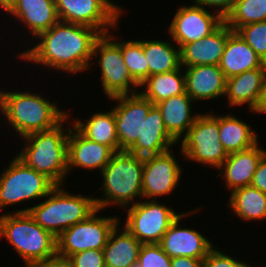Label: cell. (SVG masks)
I'll return each instance as SVG.
<instances>
[{
    "label": "cell",
    "instance_id": "obj_1",
    "mask_svg": "<svg viewBox=\"0 0 266 267\" xmlns=\"http://www.w3.org/2000/svg\"><path fill=\"white\" fill-rule=\"evenodd\" d=\"M102 34L91 27L58 21L40 33L35 45L19 52V59L48 70L77 74L89 70L96 40Z\"/></svg>",
    "mask_w": 266,
    "mask_h": 267
},
{
    "label": "cell",
    "instance_id": "obj_2",
    "mask_svg": "<svg viewBox=\"0 0 266 267\" xmlns=\"http://www.w3.org/2000/svg\"><path fill=\"white\" fill-rule=\"evenodd\" d=\"M43 94L31 91L0 90V111L19 138L33 132L47 131L59 125L68 113L59 109L57 101L50 102Z\"/></svg>",
    "mask_w": 266,
    "mask_h": 267
},
{
    "label": "cell",
    "instance_id": "obj_3",
    "mask_svg": "<svg viewBox=\"0 0 266 267\" xmlns=\"http://www.w3.org/2000/svg\"><path fill=\"white\" fill-rule=\"evenodd\" d=\"M71 114L55 128L33 132L22 138L24 145L16 157L27 167L44 174L55 185H64L68 177V136L70 128L64 126ZM64 125V126H63ZM64 127V128H63ZM23 139V140H22Z\"/></svg>",
    "mask_w": 266,
    "mask_h": 267
},
{
    "label": "cell",
    "instance_id": "obj_4",
    "mask_svg": "<svg viewBox=\"0 0 266 267\" xmlns=\"http://www.w3.org/2000/svg\"><path fill=\"white\" fill-rule=\"evenodd\" d=\"M102 176L101 198H95L101 211L112 205L125 209L142 200L143 157L127 151L115 152L100 173ZM135 201V202H134Z\"/></svg>",
    "mask_w": 266,
    "mask_h": 267
},
{
    "label": "cell",
    "instance_id": "obj_5",
    "mask_svg": "<svg viewBox=\"0 0 266 267\" xmlns=\"http://www.w3.org/2000/svg\"><path fill=\"white\" fill-rule=\"evenodd\" d=\"M56 185L39 204L13 212H28L43 229L56 238L69 227L86 220L97 210L95 198L72 194Z\"/></svg>",
    "mask_w": 266,
    "mask_h": 267
},
{
    "label": "cell",
    "instance_id": "obj_6",
    "mask_svg": "<svg viewBox=\"0 0 266 267\" xmlns=\"http://www.w3.org/2000/svg\"><path fill=\"white\" fill-rule=\"evenodd\" d=\"M1 238H6L26 267H33L57 254L56 237L36 223L28 212L2 213Z\"/></svg>",
    "mask_w": 266,
    "mask_h": 267
},
{
    "label": "cell",
    "instance_id": "obj_7",
    "mask_svg": "<svg viewBox=\"0 0 266 267\" xmlns=\"http://www.w3.org/2000/svg\"><path fill=\"white\" fill-rule=\"evenodd\" d=\"M111 33L109 31L102 34L96 40L92 54L95 59L99 57L97 65H100V78L105 96L112 98L138 93L140 85L132 78L123 60L121 39Z\"/></svg>",
    "mask_w": 266,
    "mask_h": 267
},
{
    "label": "cell",
    "instance_id": "obj_8",
    "mask_svg": "<svg viewBox=\"0 0 266 267\" xmlns=\"http://www.w3.org/2000/svg\"><path fill=\"white\" fill-rule=\"evenodd\" d=\"M7 167V168H6ZM0 173V210L25 201L42 199L56 186L44 174L27 167L16 156Z\"/></svg>",
    "mask_w": 266,
    "mask_h": 267
},
{
    "label": "cell",
    "instance_id": "obj_9",
    "mask_svg": "<svg viewBox=\"0 0 266 267\" xmlns=\"http://www.w3.org/2000/svg\"><path fill=\"white\" fill-rule=\"evenodd\" d=\"M180 154L184 159L212 166L218 169L228 157L220 142L218 130V115L202 112L196 118L193 126L180 140Z\"/></svg>",
    "mask_w": 266,
    "mask_h": 267
},
{
    "label": "cell",
    "instance_id": "obj_10",
    "mask_svg": "<svg viewBox=\"0 0 266 267\" xmlns=\"http://www.w3.org/2000/svg\"><path fill=\"white\" fill-rule=\"evenodd\" d=\"M97 209L86 220L65 229L57 238V255L69 258L85 250H103L114 227L121 223L119 216L102 217ZM119 217V218H118Z\"/></svg>",
    "mask_w": 266,
    "mask_h": 267
},
{
    "label": "cell",
    "instance_id": "obj_11",
    "mask_svg": "<svg viewBox=\"0 0 266 267\" xmlns=\"http://www.w3.org/2000/svg\"><path fill=\"white\" fill-rule=\"evenodd\" d=\"M122 225L142 244L160 243L164 233L180 215L157 200L138 201L125 208Z\"/></svg>",
    "mask_w": 266,
    "mask_h": 267
},
{
    "label": "cell",
    "instance_id": "obj_12",
    "mask_svg": "<svg viewBox=\"0 0 266 267\" xmlns=\"http://www.w3.org/2000/svg\"><path fill=\"white\" fill-rule=\"evenodd\" d=\"M59 21L88 26L107 34L119 26L122 7L110 0H55Z\"/></svg>",
    "mask_w": 266,
    "mask_h": 267
},
{
    "label": "cell",
    "instance_id": "obj_13",
    "mask_svg": "<svg viewBox=\"0 0 266 267\" xmlns=\"http://www.w3.org/2000/svg\"><path fill=\"white\" fill-rule=\"evenodd\" d=\"M192 4L181 6L176 11L167 31L174 43L181 49L185 44L201 40L215 31L224 20L213 11Z\"/></svg>",
    "mask_w": 266,
    "mask_h": 267
},
{
    "label": "cell",
    "instance_id": "obj_14",
    "mask_svg": "<svg viewBox=\"0 0 266 267\" xmlns=\"http://www.w3.org/2000/svg\"><path fill=\"white\" fill-rule=\"evenodd\" d=\"M182 169L172 150L143 157L142 199L155 200L175 192Z\"/></svg>",
    "mask_w": 266,
    "mask_h": 267
},
{
    "label": "cell",
    "instance_id": "obj_15",
    "mask_svg": "<svg viewBox=\"0 0 266 267\" xmlns=\"http://www.w3.org/2000/svg\"><path fill=\"white\" fill-rule=\"evenodd\" d=\"M117 101L113 107L119 151H127L142 135L143 119L154 105L140 92L109 98Z\"/></svg>",
    "mask_w": 266,
    "mask_h": 267
},
{
    "label": "cell",
    "instance_id": "obj_16",
    "mask_svg": "<svg viewBox=\"0 0 266 267\" xmlns=\"http://www.w3.org/2000/svg\"><path fill=\"white\" fill-rule=\"evenodd\" d=\"M185 211L173 221L168 230L164 233L160 245L163 251L170 257H192L195 259H204L208 253L214 248L211 240L205 237L201 232L183 228L181 225L182 219L187 215L196 213L199 209Z\"/></svg>",
    "mask_w": 266,
    "mask_h": 267
},
{
    "label": "cell",
    "instance_id": "obj_17",
    "mask_svg": "<svg viewBox=\"0 0 266 267\" xmlns=\"http://www.w3.org/2000/svg\"><path fill=\"white\" fill-rule=\"evenodd\" d=\"M115 152L104 144L84 137L73 125L68 136V174L74 170L87 169L100 172Z\"/></svg>",
    "mask_w": 266,
    "mask_h": 267
},
{
    "label": "cell",
    "instance_id": "obj_18",
    "mask_svg": "<svg viewBox=\"0 0 266 267\" xmlns=\"http://www.w3.org/2000/svg\"><path fill=\"white\" fill-rule=\"evenodd\" d=\"M266 149L259 147V142L242 151L228 154L226 160L217 169L220 170L218 177H222L227 190H233L251 186L254 173ZM221 175V176H220Z\"/></svg>",
    "mask_w": 266,
    "mask_h": 267
},
{
    "label": "cell",
    "instance_id": "obj_19",
    "mask_svg": "<svg viewBox=\"0 0 266 267\" xmlns=\"http://www.w3.org/2000/svg\"><path fill=\"white\" fill-rule=\"evenodd\" d=\"M233 30L223 22L209 36L188 44L180 49L181 66L219 65L228 36Z\"/></svg>",
    "mask_w": 266,
    "mask_h": 267
},
{
    "label": "cell",
    "instance_id": "obj_20",
    "mask_svg": "<svg viewBox=\"0 0 266 267\" xmlns=\"http://www.w3.org/2000/svg\"><path fill=\"white\" fill-rule=\"evenodd\" d=\"M183 70L186 93L195 102L225 96L226 77L219 65H196Z\"/></svg>",
    "mask_w": 266,
    "mask_h": 267
},
{
    "label": "cell",
    "instance_id": "obj_21",
    "mask_svg": "<svg viewBox=\"0 0 266 267\" xmlns=\"http://www.w3.org/2000/svg\"><path fill=\"white\" fill-rule=\"evenodd\" d=\"M178 143L169 135L161 112L156 105L150 108L147 117L143 119L142 135L127 150L137 156H149L164 153Z\"/></svg>",
    "mask_w": 266,
    "mask_h": 267
},
{
    "label": "cell",
    "instance_id": "obj_22",
    "mask_svg": "<svg viewBox=\"0 0 266 267\" xmlns=\"http://www.w3.org/2000/svg\"><path fill=\"white\" fill-rule=\"evenodd\" d=\"M6 13L23 23L35 38L59 21L55 0H16Z\"/></svg>",
    "mask_w": 266,
    "mask_h": 267
},
{
    "label": "cell",
    "instance_id": "obj_23",
    "mask_svg": "<svg viewBox=\"0 0 266 267\" xmlns=\"http://www.w3.org/2000/svg\"><path fill=\"white\" fill-rule=\"evenodd\" d=\"M194 100L185 92L156 104L169 135L178 143L193 126L200 113L191 112ZM193 113V114H192Z\"/></svg>",
    "mask_w": 266,
    "mask_h": 267
},
{
    "label": "cell",
    "instance_id": "obj_24",
    "mask_svg": "<svg viewBox=\"0 0 266 267\" xmlns=\"http://www.w3.org/2000/svg\"><path fill=\"white\" fill-rule=\"evenodd\" d=\"M219 67L228 79L248 70L266 68V64L244 39L233 31L227 38Z\"/></svg>",
    "mask_w": 266,
    "mask_h": 267
},
{
    "label": "cell",
    "instance_id": "obj_25",
    "mask_svg": "<svg viewBox=\"0 0 266 267\" xmlns=\"http://www.w3.org/2000/svg\"><path fill=\"white\" fill-rule=\"evenodd\" d=\"M265 74L266 68H255L226 79L224 98L228 99L227 105L241 107L245 104L252 113L258 103Z\"/></svg>",
    "mask_w": 266,
    "mask_h": 267
},
{
    "label": "cell",
    "instance_id": "obj_26",
    "mask_svg": "<svg viewBox=\"0 0 266 267\" xmlns=\"http://www.w3.org/2000/svg\"><path fill=\"white\" fill-rule=\"evenodd\" d=\"M118 223L103 249L105 267H131L138 263L142 243L124 226L122 232Z\"/></svg>",
    "mask_w": 266,
    "mask_h": 267
},
{
    "label": "cell",
    "instance_id": "obj_27",
    "mask_svg": "<svg viewBox=\"0 0 266 267\" xmlns=\"http://www.w3.org/2000/svg\"><path fill=\"white\" fill-rule=\"evenodd\" d=\"M218 130L227 154L248 149L259 142L255 129L232 113L218 115Z\"/></svg>",
    "mask_w": 266,
    "mask_h": 267
},
{
    "label": "cell",
    "instance_id": "obj_28",
    "mask_svg": "<svg viewBox=\"0 0 266 267\" xmlns=\"http://www.w3.org/2000/svg\"><path fill=\"white\" fill-rule=\"evenodd\" d=\"M72 124L84 137L110 147L114 152H119L117 139L116 120L113 109L110 111L92 113V116L83 122L80 118Z\"/></svg>",
    "mask_w": 266,
    "mask_h": 267
},
{
    "label": "cell",
    "instance_id": "obj_29",
    "mask_svg": "<svg viewBox=\"0 0 266 267\" xmlns=\"http://www.w3.org/2000/svg\"><path fill=\"white\" fill-rule=\"evenodd\" d=\"M229 193L228 206L241 221L266 219V193L252 186L240 187Z\"/></svg>",
    "mask_w": 266,
    "mask_h": 267
},
{
    "label": "cell",
    "instance_id": "obj_30",
    "mask_svg": "<svg viewBox=\"0 0 266 267\" xmlns=\"http://www.w3.org/2000/svg\"><path fill=\"white\" fill-rule=\"evenodd\" d=\"M183 67L162 74L150 75L141 85L139 92L154 105L171 96L186 92ZM183 72V73H182Z\"/></svg>",
    "mask_w": 266,
    "mask_h": 267
},
{
    "label": "cell",
    "instance_id": "obj_31",
    "mask_svg": "<svg viewBox=\"0 0 266 267\" xmlns=\"http://www.w3.org/2000/svg\"><path fill=\"white\" fill-rule=\"evenodd\" d=\"M143 51L149 66V76L181 67L180 48L177 44L158 39L143 40Z\"/></svg>",
    "mask_w": 266,
    "mask_h": 267
},
{
    "label": "cell",
    "instance_id": "obj_32",
    "mask_svg": "<svg viewBox=\"0 0 266 267\" xmlns=\"http://www.w3.org/2000/svg\"><path fill=\"white\" fill-rule=\"evenodd\" d=\"M266 21V0H236L224 22L236 32L240 27Z\"/></svg>",
    "mask_w": 266,
    "mask_h": 267
},
{
    "label": "cell",
    "instance_id": "obj_33",
    "mask_svg": "<svg viewBox=\"0 0 266 267\" xmlns=\"http://www.w3.org/2000/svg\"><path fill=\"white\" fill-rule=\"evenodd\" d=\"M121 51L132 78L141 85L149 77V66L143 51V40H121Z\"/></svg>",
    "mask_w": 266,
    "mask_h": 267
},
{
    "label": "cell",
    "instance_id": "obj_34",
    "mask_svg": "<svg viewBox=\"0 0 266 267\" xmlns=\"http://www.w3.org/2000/svg\"><path fill=\"white\" fill-rule=\"evenodd\" d=\"M236 32L266 64V21L244 25Z\"/></svg>",
    "mask_w": 266,
    "mask_h": 267
},
{
    "label": "cell",
    "instance_id": "obj_35",
    "mask_svg": "<svg viewBox=\"0 0 266 267\" xmlns=\"http://www.w3.org/2000/svg\"><path fill=\"white\" fill-rule=\"evenodd\" d=\"M138 264L140 267H171V258L159 243L142 244Z\"/></svg>",
    "mask_w": 266,
    "mask_h": 267
},
{
    "label": "cell",
    "instance_id": "obj_36",
    "mask_svg": "<svg viewBox=\"0 0 266 267\" xmlns=\"http://www.w3.org/2000/svg\"><path fill=\"white\" fill-rule=\"evenodd\" d=\"M203 267H252L214 247L203 260Z\"/></svg>",
    "mask_w": 266,
    "mask_h": 267
},
{
    "label": "cell",
    "instance_id": "obj_37",
    "mask_svg": "<svg viewBox=\"0 0 266 267\" xmlns=\"http://www.w3.org/2000/svg\"><path fill=\"white\" fill-rule=\"evenodd\" d=\"M74 267H105L103 250H85L69 257Z\"/></svg>",
    "mask_w": 266,
    "mask_h": 267
},
{
    "label": "cell",
    "instance_id": "obj_38",
    "mask_svg": "<svg viewBox=\"0 0 266 267\" xmlns=\"http://www.w3.org/2000/svg\"><path fill=\"white\" fill-rule=\"evenodd\" d=\"M192 2L196 5L204 7L205 9L215 8L214 12L217 13L223 20H225V18L233 10L236 0H193Z\"/></svg>",
    "mask_w": 266,
    "mask_h": 267
},
{
    "label": "cell",
    "instance_id": "obj_39",
    "mask_svg": "<svg viewBox=\"0 0 266 267\" xmlns=\"http://www.w3.org/2000/svg\"><path fill=\"white\" fill-rule=\"evenodd\" d=\"M251 186L266 193V153L260 159Z\"/></svg>",
    "mask_w": 266,
    "mask_h": 267
},
{
    "label": "cell",
    "instance_id": "obj_40",
    "mask_svg": "<svg viewBox=\"0 0 266 267\" xmlns=\"http://www.w3.org/2000/svg\"><path fill=\"white\" fill-rule=\"evenodd\" d=\"M33 267H74L71 260L66 257L55 255L51 258L36 263Z\"/></svg>",
    "mask_w": 266,
    "mask_h": 267
},
{
    "label": "cell",
    "instance_id": "obj_41",
    "mask_svg": "<svg viewBox=\"0 0 266 267\" xmlns=\"http://www.w3.org/2000/svg\"><path fill=\"white\" fill-rule=\"evenodd\" d=\"M203 260L186 256L173 257L171 258V267H203Z\"/></svg>",
    "mask_w": 266,
    "mask_h": 267
},
{
    "label": "cell",
    "instance_id": "obj_42",
    "mask_svg": "<svg viewBox=\"0 0 266 267\" xmlns=\"http://www.w3.org/2000/svg\"><path fill=\"white\" fill-rule=\"evenodd\" d=\"M252 112H254V114L255 113L265 114L266 113V74H265L264 79H263L261 93H260L258 103L256 104V107Z\"/></svg>",
    "mask_w": 266,
    "mask_h": 267
},
{
    "label": "cell",
    "instance_id": "obj_43",
    "mask_svg": "<svg viewBox=\"0 0 266 267\" xmlns=\"http://www.w3.org/2000/svg\"><path fill=\"white\" fill-rule=\"evenodd\" d=\"M16 0H0V9H4V12L6 13L11 6L15 3Z\"/></svg>",
    "mask_w": 266,
    "mask_h": 267
},
{
    "label": "cell",
    "instance_id": "obj_44",
    "mask_svg": "<svg viewBox=\"0 0 266 267\" xmlns=\"http://www.w3.org/2000/svg\"><path fill=\"white\" fill-rule=\"evenodd\" d=\"M131 267H140L139 264L132 265Z\"/></svg>",
    "mask_w": 266,
    "mask_h": 267
}]
</instances>
